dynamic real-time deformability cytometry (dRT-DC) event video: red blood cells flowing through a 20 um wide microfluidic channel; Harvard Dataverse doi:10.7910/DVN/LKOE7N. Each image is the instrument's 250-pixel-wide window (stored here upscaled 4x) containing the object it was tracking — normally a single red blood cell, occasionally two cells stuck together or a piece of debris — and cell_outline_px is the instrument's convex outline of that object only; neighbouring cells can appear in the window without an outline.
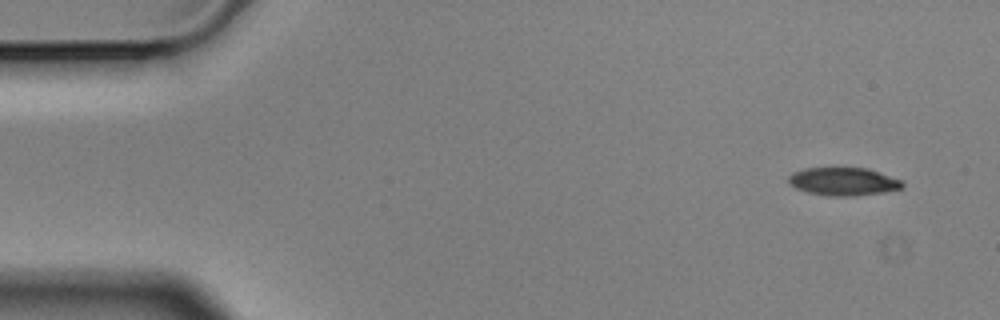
{"species": "Egyptian fruit bat (a non-hibernating species)", "species_latin": "Rousettus aegyptiacus", "temperature_condition": "cold", "stored_images_in_passage": 9, "camera_frame_rate_fps": 3000, "um_per_image_px": 0.085, "animal": {"sex": "male"}, "frame": {"image": 1, "passage_image": 1, "time_ms": 0.0, "image_size_px": [1000, 320], "cell_outline_px": [[904, 184], [900, 188], [884, 192], [852, 196], [828, 196], [808, 192], [796, 188], [788, 180], [788, 176], [792, 172], [804, 168], [868, 168], [904, 180]], "centroid_in_image_um": [71.71, 15.42], "position_along_channel_um": 13.3, "area_um2": 18.61}}
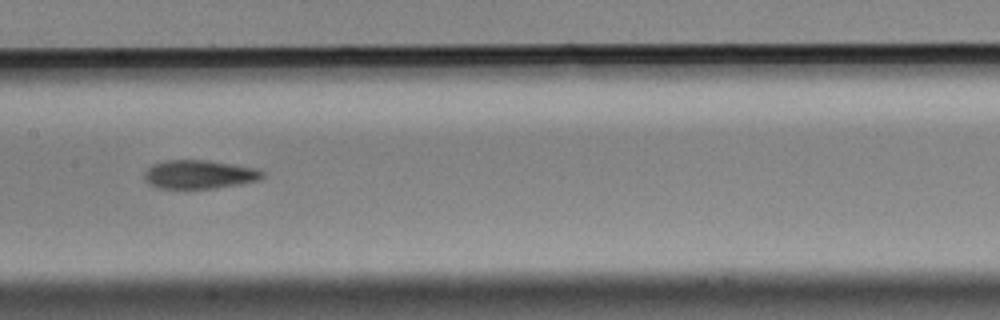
{"frame": {"image": 2, "passage_image": 6, "time_ms": 1.667, "image_size_px": [1000, 320], "cell_outline_px": [[264, 176], [260, 180], [240, 184], [216, 188], [160, 188], [148, 184], [144, 180], [144, 172], [152, 164], [168, 160], [208, 160], [256, 168], [264, 172]], "centroid_in_image_um": [16.94, 14.82], "position_along_channel_um": 190.5, "area_um2": 19.77}}
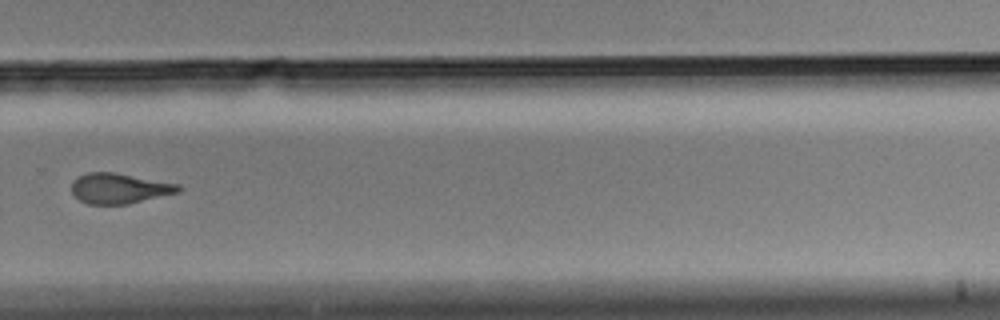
{"frame": {"image": 3, "passage_image": 9, "time_ms": 2.667, "image_size_px": [1000, 320], "cell_outline_px": [[180, 192], [128, 204], [88, 204], [80, 200], [72, 192], [72, 180], [76, 176], [88, 172], [112, 172], [180, 184]], "centroid_in_image_um": [10.13, 16.01], "position_along_channel_um": 319.7, "area_um2": 18.84}}